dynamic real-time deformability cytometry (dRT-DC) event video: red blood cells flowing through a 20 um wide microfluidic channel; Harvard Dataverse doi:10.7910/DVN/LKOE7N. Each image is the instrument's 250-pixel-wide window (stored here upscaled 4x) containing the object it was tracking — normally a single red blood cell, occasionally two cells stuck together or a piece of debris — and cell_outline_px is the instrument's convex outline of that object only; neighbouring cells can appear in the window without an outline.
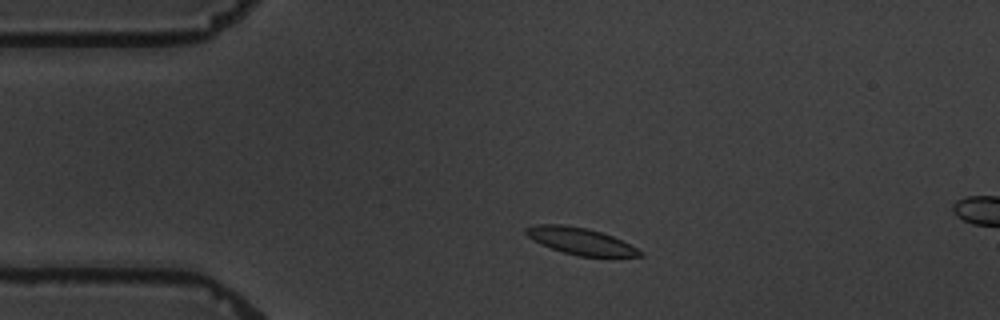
{"species": "common noctule bat (a hibernating species)", "species_latin": "Nyctalus noctula", "temperature_condition": "warm", "stored_images_in_passage": 4, "segment_of_instrument_passage": [1, 2], "camera_frame_rate_fps": 3000, "um_per_image_px": 0.085, "animal": {"sex": "male", "body_mass_g": 19.5, "forearm_length_mm": 54.6}, "frame": {"image": 1, "passage_image": 2, "time_ms": 1.667, "image_size_px": [1000, 320], "cell_outline_px": [[644, 256], [580, 256], [564, 252], [540, 244], [528, 236], [524, 232], [524, 228], [536, 224], [560, 224], [588, 228], [612, 236], [644, 252]], "centroid_in_image_um": [49.31, 20.48], "position_along_channel_um": 35.7, "area_um2": 17.51}}